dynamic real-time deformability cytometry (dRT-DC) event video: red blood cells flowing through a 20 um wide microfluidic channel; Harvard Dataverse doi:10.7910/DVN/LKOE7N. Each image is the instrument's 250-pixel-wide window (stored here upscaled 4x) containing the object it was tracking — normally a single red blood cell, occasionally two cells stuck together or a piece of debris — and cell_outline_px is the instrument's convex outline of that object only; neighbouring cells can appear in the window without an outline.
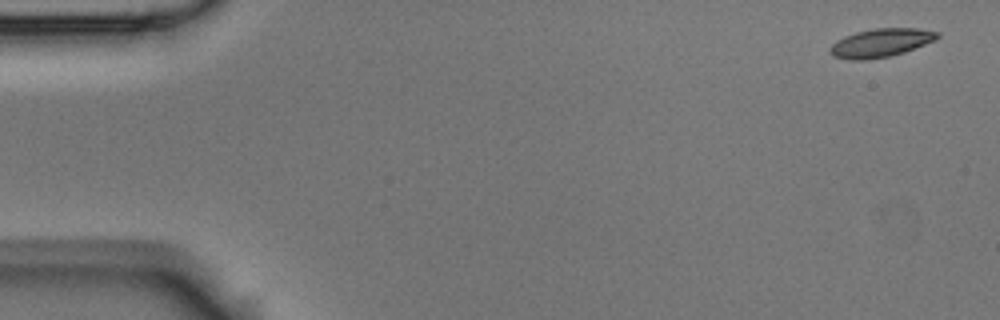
{"species": "Egyptian fruit bat (a non-hibernating species)", "species_latin": "Rousettus aegyptiacus", "temperature_condition": "room temperature", "stored_images_in_passage": 3, "camera_frame_rate_fps": 3000, "um_per_image_px": 0.085, "animal": {"sex": "male"}, "frame": {"image": 1, "passage_image": 1, "time_ms": 0.0, "image_size_px": [1000, 320], "cell_outline_px": [[940, 36], [936, 40], [904, 52], [888, 56], [864, 60], [848, 60], [832, 56], [828, 52], [828, 48], [836, 40], [844, 36], [856, 32], [876, 28], [920, 28], [940, 32]], "centroid_in_image_um": [74.85, 3.64], "position_along_channel_um": 10.2, "area_um2": 17.98}}